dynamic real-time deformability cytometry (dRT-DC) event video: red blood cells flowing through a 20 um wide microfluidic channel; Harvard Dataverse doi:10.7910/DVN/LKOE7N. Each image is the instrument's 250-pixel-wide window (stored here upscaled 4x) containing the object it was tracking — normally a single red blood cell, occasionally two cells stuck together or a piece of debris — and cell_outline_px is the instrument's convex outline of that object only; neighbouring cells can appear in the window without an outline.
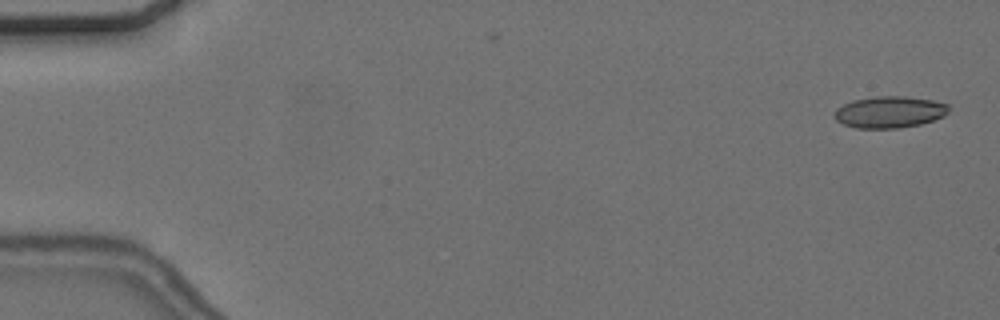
{"species": "common noctule bat (a hibernating species)", "species_latin": "Nyctalus noctula", "temperature_condition": "cold", "stored_images_in_passage": 57, "segment_of_instrument_passage": [1, 2], "camera_frame_rate_fps": 3000, "um_per_image_px": 0.085, "animal": {"sex": "female", "body_mass_g": 24.6, "forearm_length_mm": 56.2}, "frame": {"image": 1, "passage_image": 1, "time_ms": 0.0, "image_size_px": [1000, 320], "cell_outline_px": [[948, 112], [944, 116], [920, 124], [900, 128], [856, 128], [844, 124], [836, 120], [832, 116], [836, 108], [852, 100], [876, 96], [904, 96], [932, 100], [948, 104]], "centroid_in_image_um": [75.58, 9.52], "position_along_channel_um": 9.4, "area_um2": 21.1}}
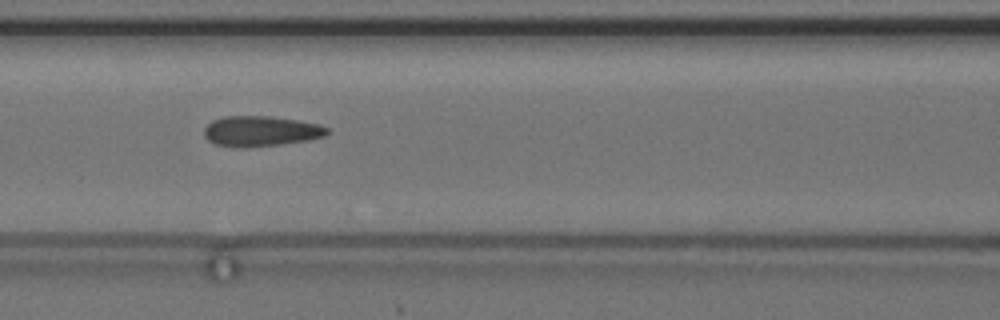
{"frame": {"image": 2, "passage_image": 24, "time_ms": 7.667, "image_size_px": [1000, 320], "cell_outline_px": [[328, 132], [324, 136], [308, 140], [280, 144], [244, 148], [232, 148], [216, 144], [208, 140], [204, 136], [204, 128], [212, 120], [224, 116], [268, 116], [296, 120], [320, 124], [328, 128]], "centroid_in_image_um": [22.13, 11.15], "position_along_channel_um": 144.5, "area_um2": 21.85}}
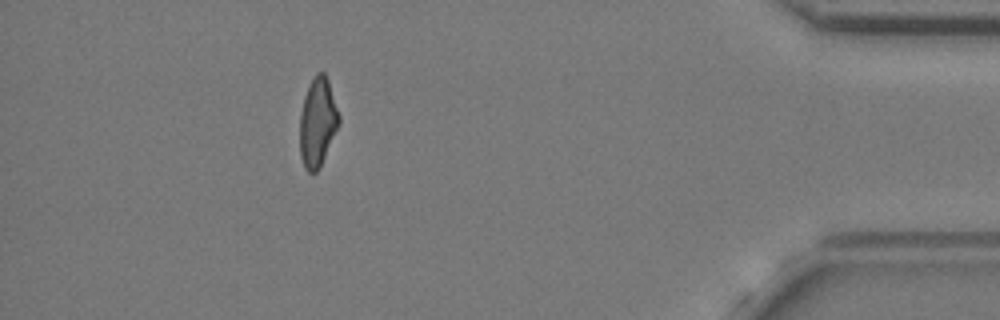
{"frame": {"image": 3, "passage_image": 50, "time_ms": 16.333, "image_size_px": [1000, 320], "cell_outline_px": [[340, 124], [320, 168], [316, 172], [308, 172], [304, 168], [300, 156], [300, 112], [304, 96], [316, 72], [324, 72], [328, 80], [340, 116]], "centroid_in_image_um": [27.0, 10.43], "position_along_channel_um": 408.2, "area_um2": 20.4}}